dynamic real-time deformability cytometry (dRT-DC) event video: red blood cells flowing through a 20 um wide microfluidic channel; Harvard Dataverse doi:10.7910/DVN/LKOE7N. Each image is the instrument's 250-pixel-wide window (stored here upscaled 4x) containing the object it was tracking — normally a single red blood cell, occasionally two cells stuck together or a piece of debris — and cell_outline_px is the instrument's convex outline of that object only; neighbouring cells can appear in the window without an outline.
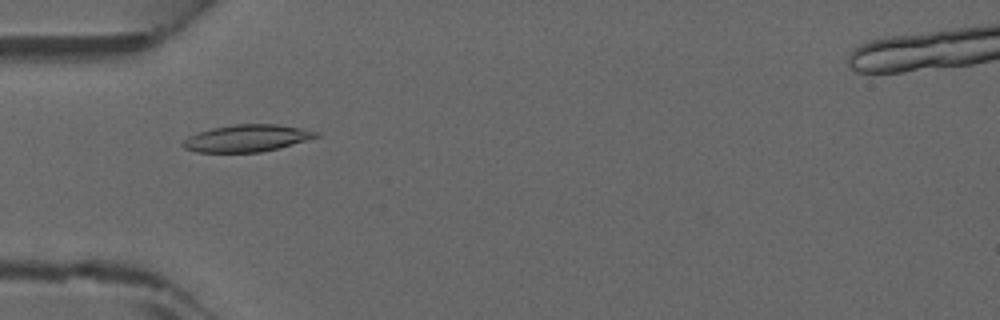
{"species": "common noctule bat (a hibernating species)", "species_latin": "Nyctalus noctula", "temperature_condition": "warm", "stored_images_in_passage": 46, "camera_frame_rate_fps": 3000, "um_per_image_px": 0.085, "animal": {"sex": "male", "forearm_length_mm": 52.5}, "frame": {"image": 1, "passage_image": 15, "time_ms": 4.667, "image_size_px": [1000, 320], "cell_outline_px": [[320, 136], [276, 148], [260, 152], [196, 152], [184, 148], [180, 144], [188, 136], [212, 128], [232, 124], [276, 124], [300, 128], [320, 132]], "centroid_in_image_um": [20.95, 11.74], "position_along_channel_um": 64.1, "area_um2": 20.75}}
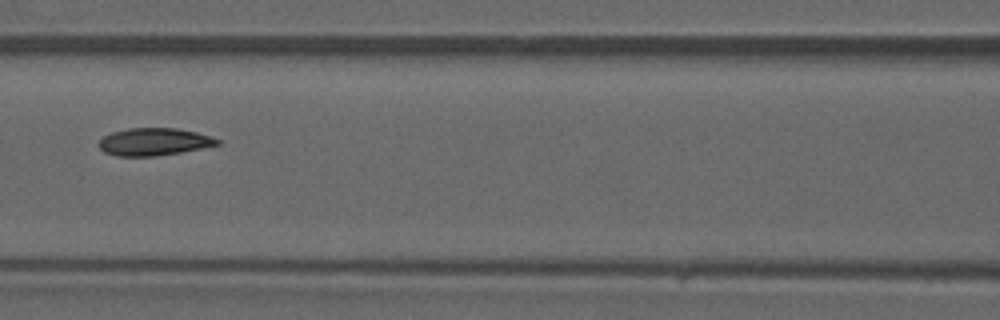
{"frame": {"image": 2, "passage_image": 21, "time_ms": 6.667, "image_size_px": [1000, 320], "cell_outline_px": [[220, 144], [180, 152], [156, 156], [116, 156], [104, 152], [100, 148], [100, 140], [104, 136], [112, 132], [128, 128], [176, 128], [196, 132], [212, 136], [220, 140]], "centroid_in_image_um": [13.09, 12.05], "position_along_channel_um": 153.5, "area_um2": 18.84}}
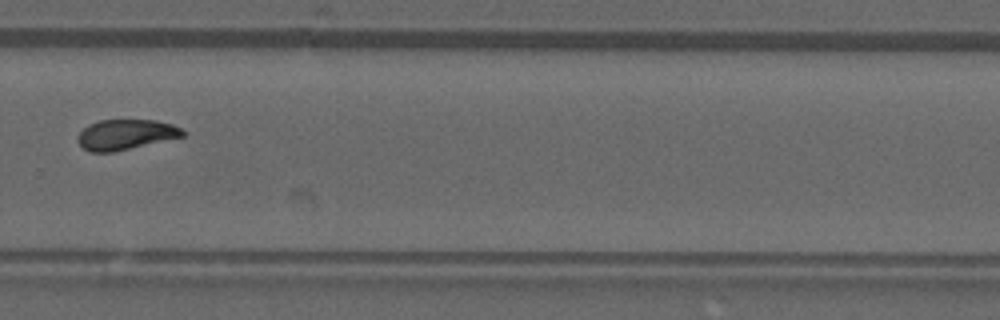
{"frame": {"image": 3, "passage_image": 32, "time_ms": 10.333, "image_size_px": [1000, 320], "cell_outline_px": [[184, 136], [112, 152], [88, 152], [76, 140], [80, 132], [88, 124], [100, 120], [156, 120], [172, 124], [180, 128], [184, 132]], "centroid_in_image_um": [10.65, 11.43], "position_along_channel_um": 319.1, "area_um2": 18.32}}